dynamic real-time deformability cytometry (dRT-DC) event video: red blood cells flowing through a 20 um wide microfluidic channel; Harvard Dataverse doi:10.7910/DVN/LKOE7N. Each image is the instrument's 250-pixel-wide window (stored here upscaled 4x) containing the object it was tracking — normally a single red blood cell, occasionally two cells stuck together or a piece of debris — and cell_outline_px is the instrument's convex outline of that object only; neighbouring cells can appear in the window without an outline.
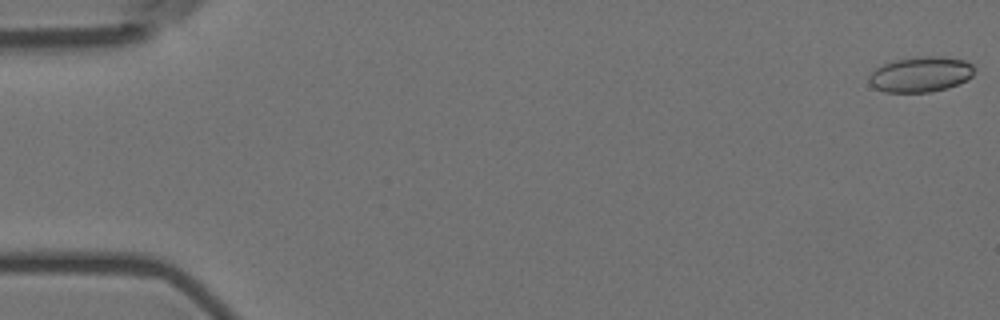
{"species": "Egyptian fruit bat (a non-hibernating species)", "species_latin": "Rousettus aegyptiacus", "temperature_condition": "room temperature", "stored_images_in_passage": 56, "camera_frame_rate_fps": 3000, "um_per_image_px": 0.085, "animal": {"sex": "female"}, "frame": {"image": 1, "passage_image": 1, "time_ms": 0.0, "image_size_px": [1000, 320], "cell_outline_px": [[976, 68], [972, 76], [956, 84], [944, 88], [928, 92], [884, 92], [876, 88], [868, 80], [868, 76], [876, 68], [884, 64], [896, 60], [916, 56], [944, 56], [964, 60], [972, 64]], "centroid_in_image_um": [78.26, 6.3], "position_along_channel_um": 6.7, "area_um2": 21.56}}
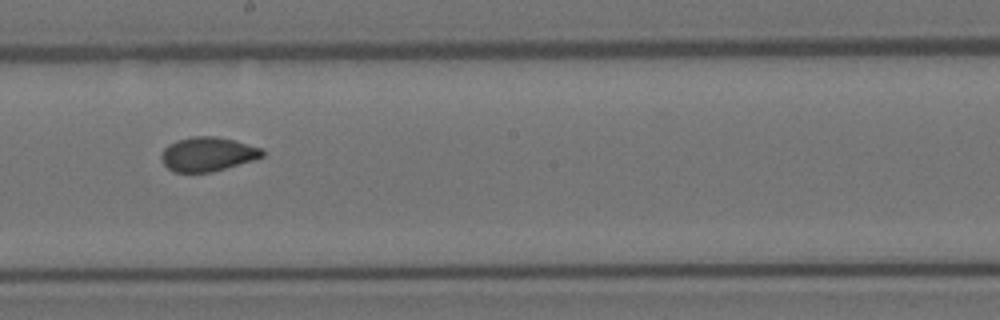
{"frame": {"image": 2, "passage_image": 32, "time_ms": 10.333, "image_size_px": [1000, 320], "cell_outline_px": [[264, 156], [256, 160], [212, 172], [172, 172], [164, 164], [160, 156], [164, 148], [168, 144], [176, 140], [192, 136], [216, 136], [232, 140], [260, 148], [264, 152]], "centroid_in_image_um": [17.63, 13.11], "position_along_channel_um": 230.6, "area_um2": 20.17}}
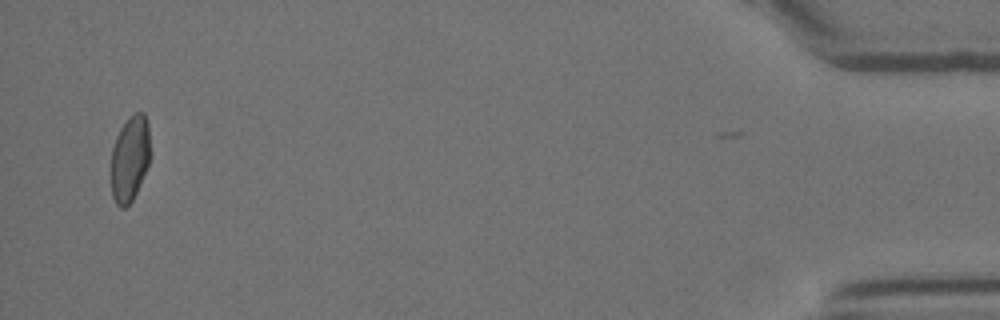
{"frame": {"image": 3, "passage_image": 55, "time_ms": 18.0, "image_size_px": [1000, 320], "cell_outline_px": [[148, 164], [136, 192], [132, 200], [124, 208], [120, 208], [116, 204], [112, 196], [108, 172], [112, 148], [116, 136], [120, 128], [128, 116], [136, 112], [144, 112], [148, 124]], "centroid_in_image_um": [10.96, 13.49], "position_along_channel_um": 424.2, "area_um2": 19.88}, "authors_computed_cell_mechanics": {"area_um2": 20.6057, "velocity_mm_per_s": 3.6263, "shape_relaxation_time_tau1_ms": null, "shape_relaxation_time_tau2_ms": 1.3974, "deformation_change_tau1": null, "deformation_change_tau2": 0.0599}}